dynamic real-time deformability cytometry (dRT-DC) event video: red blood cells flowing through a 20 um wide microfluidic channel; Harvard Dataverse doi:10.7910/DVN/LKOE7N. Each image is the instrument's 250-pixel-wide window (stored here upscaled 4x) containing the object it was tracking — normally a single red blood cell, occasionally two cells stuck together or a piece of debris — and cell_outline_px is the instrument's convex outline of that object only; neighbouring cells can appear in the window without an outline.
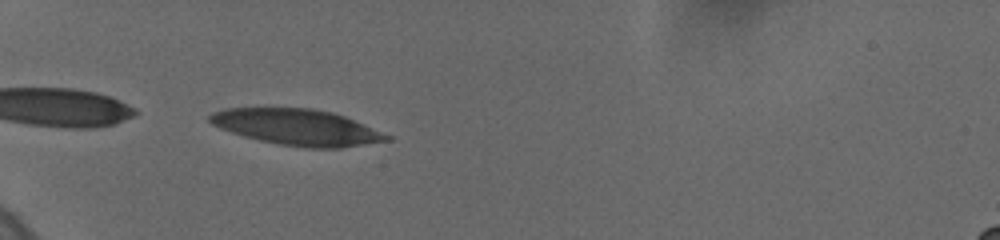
{"species": "human", "species_latin": "Homo sapiens", "temperature_condition": "cold", "stored_images_in_passage": 41, "camera_frame_rate_fps": 3000, "um_per_image_px": 0.085, "donor": {"sex": "female"}, "frame": {"image": 1, "passage_image": 1, "time_ms": 0.0, "image_size_px": [1000, 240], "cell_outline_px": [[392, 140], [340, 148], [304, 148], [280, 144], [260, 140], [244, 136], [220, 128], [212, 124], [208, 120], [208, 116], [212, 112], [224, 108], [312, 108], [332, 112], [344, 116], [392, 136]], "centroid_in_image_um": [25.25, 10.81], "position_along_channel_um": 59.7, "area_um2": 37.11}}
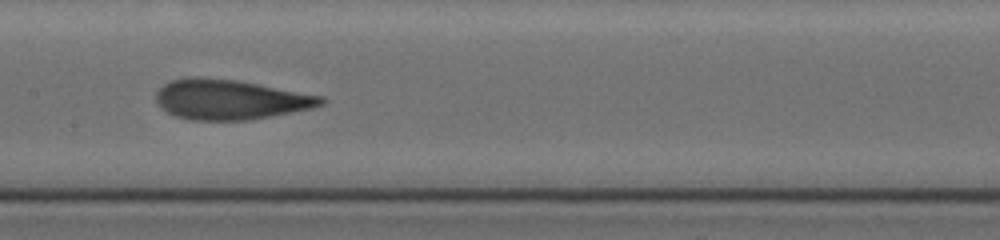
{"frame": {"image": 2, "passage_image": 15, "time_ms": 4.0, "image_size_px": [1000, 240], "cell_outline_px": [[328, 100], [324, 104], [312, 108], [248, 120], [188, 120], [176, 116], [160, 108], [156, 100], [156, 92], [168, 80], [192, 76], [204, 76], [236, 80], [324, 96]], "centroid_in_image_um": [19.54, 8.44], "position_along_channel_um": 187.9, "area_um2": 38.67}}
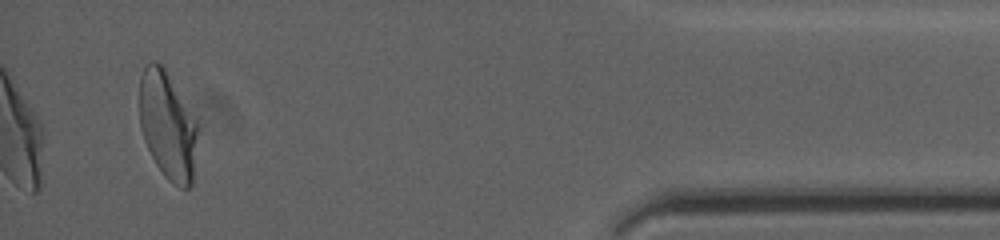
{"frame": {"image": 3, "passage_image": 41, "time_ms": 11.667, "image_size_px": [1000, 240], "cell_outline_px": [[200, 128], [192, 184], [188, 188], [180, 188], [172, 184], [164, 176], [156, 164], [144, 140], [140, 128], [140, 76], [144, 68], [152, 60], [156, 60], [164, 68], [196, 120]], "centroid_in_image_um": [14.27, 10.71], "position_along_channel_um": 420.9, "area_um2": 36.76}, "authors_computed_cell_mechanics": {"area_um2": 37.6278, "velocity_mm_per_s": 3.6984, "shape_relaxation_time_tau1_ms": 8.0696, "shape_relaxation_time_tau2_ms": 1.1536, "deformation_change_tau1": 0.2457, "deformation_change_tau2": 0.1032}}